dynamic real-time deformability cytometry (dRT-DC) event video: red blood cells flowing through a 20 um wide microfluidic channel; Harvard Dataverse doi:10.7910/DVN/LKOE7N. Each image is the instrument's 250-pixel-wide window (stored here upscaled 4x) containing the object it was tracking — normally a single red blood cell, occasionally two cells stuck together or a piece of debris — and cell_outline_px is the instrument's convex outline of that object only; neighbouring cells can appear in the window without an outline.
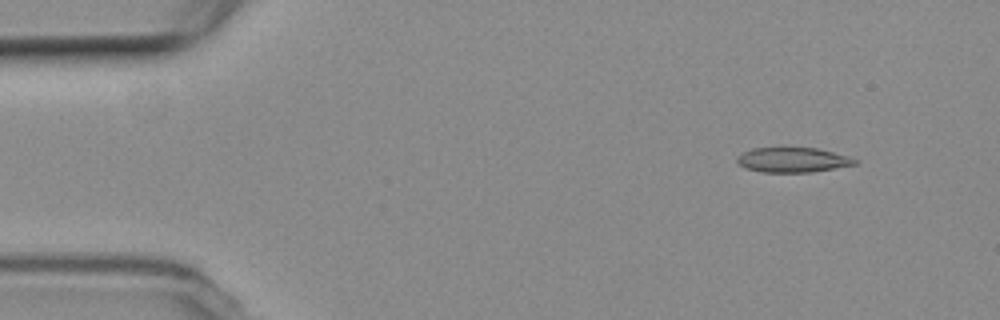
{"species": "common noctule bat (a hibernating species)", "species_latin": "Nyctalus noctula", "temperature_condition": "room temperature", "stored_images_in_passage": 5, "segment_of_instrument_passage": [1, 2], "camera_frame_rate_fps": 3000, "um_per_image_px": 0.085, "animal": {"sex": "female", "body_mass_g": 19.3, "forearm_length_mm": 54.1}, "frame": {"image": 1, "passage_image": 2, "time_ms": 1.0, "image_size_px": [1000, 320], "cell_outline_px": [[860, 160], [856, 164], [812, 172], [760, 172], [744, 168], [736, 164], [736, 156], [752, 148], [816, 148], [848, 156]], "centroid_in_image_um": [67.33, 13.6], "position_along_channel_um": 17.7, "area_um2": 17.11}}